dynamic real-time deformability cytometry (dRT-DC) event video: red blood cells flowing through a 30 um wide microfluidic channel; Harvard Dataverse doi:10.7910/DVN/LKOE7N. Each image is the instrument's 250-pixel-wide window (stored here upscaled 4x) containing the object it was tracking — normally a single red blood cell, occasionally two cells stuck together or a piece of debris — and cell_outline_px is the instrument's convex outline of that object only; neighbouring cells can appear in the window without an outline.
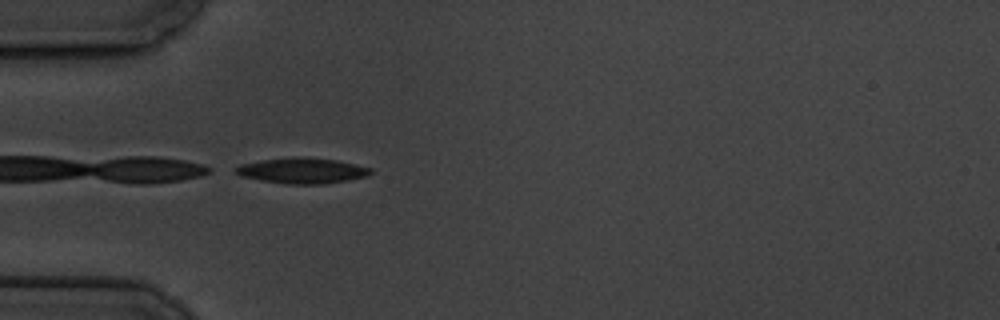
{"species": "common noctule bat (a hibernating species)", "species_latin": "Nyctalus noctula", "temperature_condition": "cold", "stored_images_in_passage": 3, "camera_frame_rate_fps": 3000, "um_per_image_px": 0.085, "animal": {"sex": "male", "body_mass_g": 19.5, "forearm_length_mm": 54.6}, "frame": {"image": 1, "passage_image": 3, "time_ms": 2.0, "image_size_px": [1000, 320], "cell_outline_px": [[372, 172], [368, 176], [348, 180], [324, 184], [288, 184], [260, 180], [240, 176], [236, 172], [236, 168], [240, 164], [264, 160], [300, 156], [304, 156], [336, 160], [356, 164], [372, 168]], "centroid_in_image_um": [25.73, 14.5], "position_along_channel_um": 59.3, "area_um2": 20.11}}